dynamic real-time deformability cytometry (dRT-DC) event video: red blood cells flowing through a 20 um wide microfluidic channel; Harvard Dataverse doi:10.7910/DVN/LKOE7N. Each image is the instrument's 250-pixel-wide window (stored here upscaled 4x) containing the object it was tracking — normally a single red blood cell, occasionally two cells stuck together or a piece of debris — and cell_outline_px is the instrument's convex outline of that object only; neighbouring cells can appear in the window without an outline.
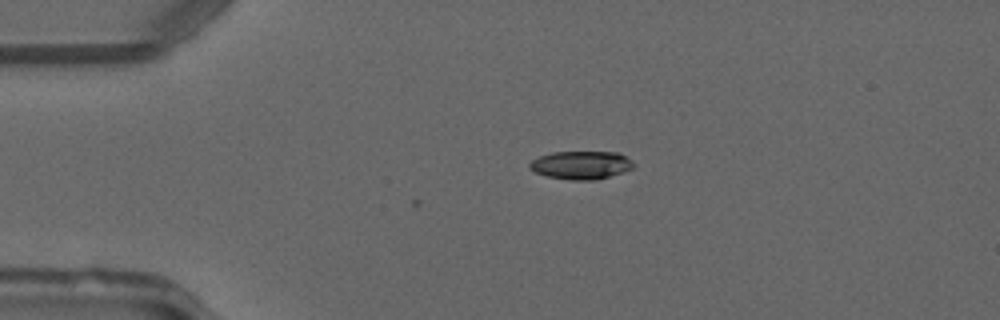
{"species": "common noctule bat (a hibernating species)", "species_latin": "Nyctalus noctula", "temperature_condition": "warm", "stored_images_in_passage": 15, "camera_frame_rate_fps": 3000, "um_per_image_px": 0.085, "animal": {"sex": "male", "forearm_length_mm": 52.5}, "frame": {"image": 1, "passage_image": 8, "time_ms": 2.333, "image_size_px": [1000, 320], "cell_outline_px": [[636, 164], [632, 168], [624, 172], [596, 180], [572, 180], [548, 176], [536, 172], [528, 168], [528, 164], [532, 160], [540, 156], [552, 152], [620, 152], [632, 160]], "centroid_in_image_um": [49.43, 14.02], "position_along_channel_um": 35.6, "area_um2": 17.17}}